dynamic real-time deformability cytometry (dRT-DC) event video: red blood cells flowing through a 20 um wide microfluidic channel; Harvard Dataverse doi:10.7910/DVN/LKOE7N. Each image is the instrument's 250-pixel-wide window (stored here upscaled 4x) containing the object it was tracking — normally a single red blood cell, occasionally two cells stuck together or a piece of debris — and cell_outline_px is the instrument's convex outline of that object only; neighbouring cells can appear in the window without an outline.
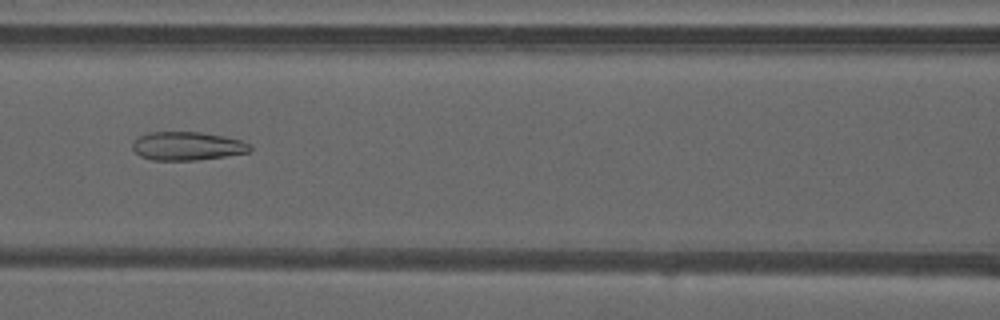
{"species": "common noctule bat (a hibernating species)", "species_latin": "Nyctalus noctula", "temperature_condition": "warm", "stored_images_in_passage": 40, "camera_frame_rate_fps": 3000, "um_per_image_px": 0.085, "animal": {"sex": "male", "forearm_length_mm": 52.5}, "frame": {"image": 1, "passage_image": 13, "time_ms": 4.0, "image_size_px": [1000, 320], "cell_outline_px": [[252, 148], [248, 152], [224, 156], [196, 160], [152, 160], [140, 156], [132, 148], [132, 144], [140, 136], [148, 132], [200, 132], [224, 136], [240, 140], [248, 144]], "centroid_in_image_um": [15.89, 12.41], "position_along_channel_um": 150.7, "area_um2": 19.31}}
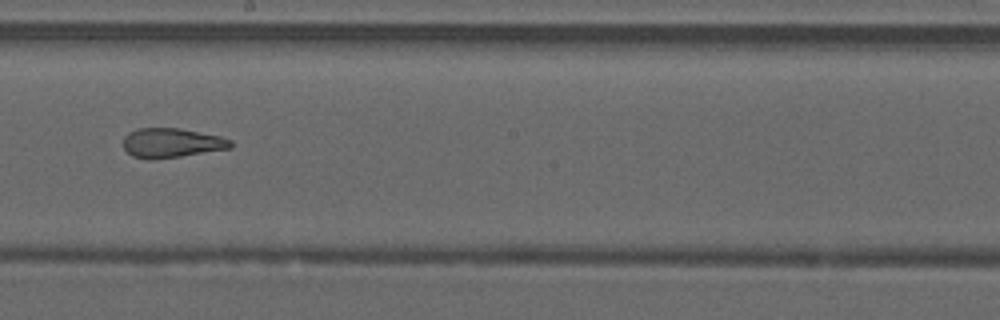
{"frame": {"image": 2, "passage_image": 19, "time_ms": 6.0, "image_size_px": [1000, 320], "cell_outline_px": [[232, 148], [180, 156], [152, 160], [148, 160], [132, 156], [124, 148], [124, 136], [128, 132], [136, 128], [180, 128], [220, 136], [232, 140]], "centroid_in_image_um": [14.57, 12.14], "position_along_channel_um": 233.6, "area_um2": 18.55}}
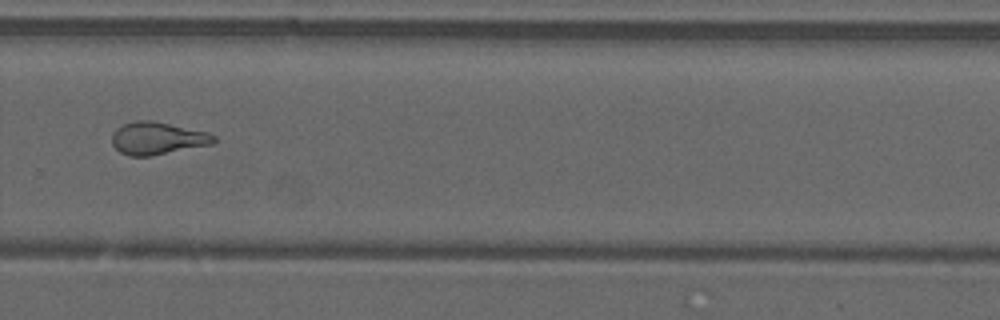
{"frame": {"image": 3, "passage_image": 25, "time_ms": 8.0, "image_size_px": [1000, 320], "cell_outline_px": [[216, 140], [212, 144], [152, 156], [128, 156], [120, 152], [112, 144], [112, 132], [116, 128], [124, 124], [136, 120], [152, 120], [208, 132], [216, 136]], "centroid_in_image_um": [13.37, 11.75], "position_along_channel_um": 316.4, "area_um2": 19.42}, "authors_computed_cell_mechanics": {"area_um2": 19.8543, "velocity_mm_per_s": 4.1647, "shape_relaxation_time_tau1_ms": null, "shape_relaxation_time_tau2_ms": 1.7431, "deformation_change_tau1": null, "deformation_change_tau2": 0.1112}}